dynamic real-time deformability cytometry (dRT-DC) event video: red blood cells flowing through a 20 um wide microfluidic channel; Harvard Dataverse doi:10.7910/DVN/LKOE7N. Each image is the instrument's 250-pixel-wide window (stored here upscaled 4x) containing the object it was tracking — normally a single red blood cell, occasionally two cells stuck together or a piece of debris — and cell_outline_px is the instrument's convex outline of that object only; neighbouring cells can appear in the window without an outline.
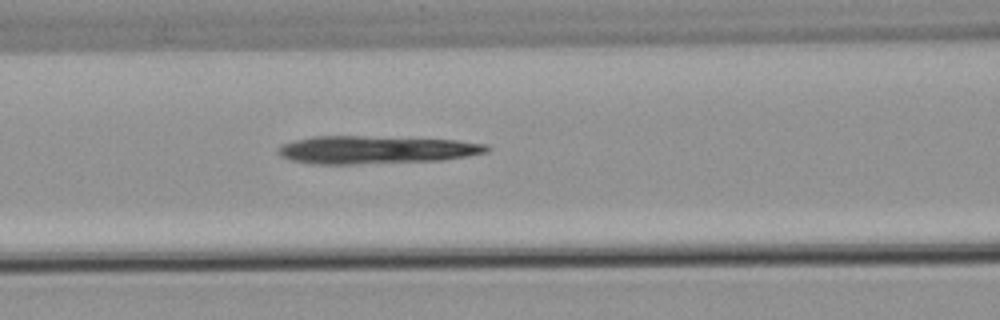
{"species": "common noctule bat (a hibernating species)", "species_latin": "Nyctalus noctula", "temperature_condition": "warm", "stored_images_in_passage": 38, "camera_frame_rate_fps": 3000, "um_per_image_px": 0.085, "animal": {"sex": "male", "body_mass_g": 21.5, "forearm_length_mm": 52.0}, "frame": {"image": 1, "passage_image": 10, "time_ms": 3.0, "image_size_px": [1000, 320], "cell_outline_px": [[492, 148], [488, 152], [468, 156], [440, 160], [356, 164], [312, 164], [292, 160], [280, 156], [276, 152], [276, 148], [280, 144], [292, 140], [312, 136], [364, 136], [456, 140], [488, 144]], "centroid_in_image_um": [31.9, 12.73], "position_along_channel_um": 134.7, "area_um2": 34.22}}
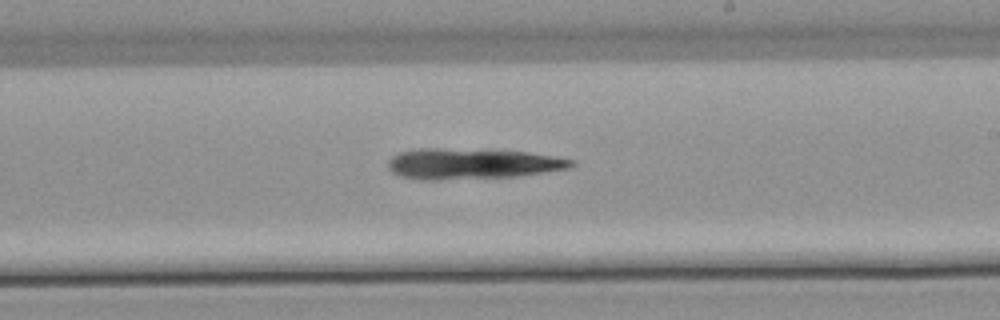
{"frame": {"image": 2, "passage_image": 19, "time_ms": 6.0, "image_size_px": [1000, 320], "cell_outline_px": [[576, 164], [568, 168], [516, 176], [436, 180], [420, 180], [400, 176], [392, 172], [388, 168], [388, 160], [392, 156], [400, 152], [416, 148], [436, 148], [524, 152], [552, 156], [572, 160]], "centroid_in_image_um": [40.02, 13.92], "position_along_channel_um": 249.0, "area_um2": 32.37}}
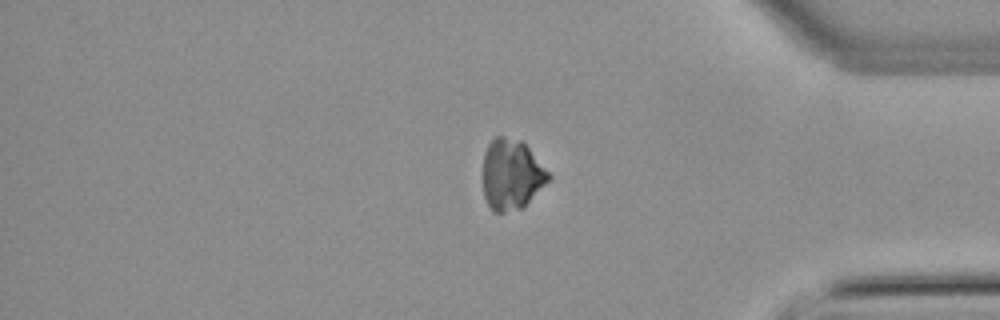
{"frame": {"image": 3, "passage_image": 32, "time_ms": 10.333, "image_size_px": [1000, 320], "cell_outline_px": [[552, 176], [520, 208], [504, 212], [492, 212], [484, 196], [484, 152], [488, 144], [496, 136], [504, 136], [520, 140], [528, 148]], "centroid_in_image_um": [43.44, 14.81], "position_along_channel_um": 391.8, "area_um2": 26.24}}